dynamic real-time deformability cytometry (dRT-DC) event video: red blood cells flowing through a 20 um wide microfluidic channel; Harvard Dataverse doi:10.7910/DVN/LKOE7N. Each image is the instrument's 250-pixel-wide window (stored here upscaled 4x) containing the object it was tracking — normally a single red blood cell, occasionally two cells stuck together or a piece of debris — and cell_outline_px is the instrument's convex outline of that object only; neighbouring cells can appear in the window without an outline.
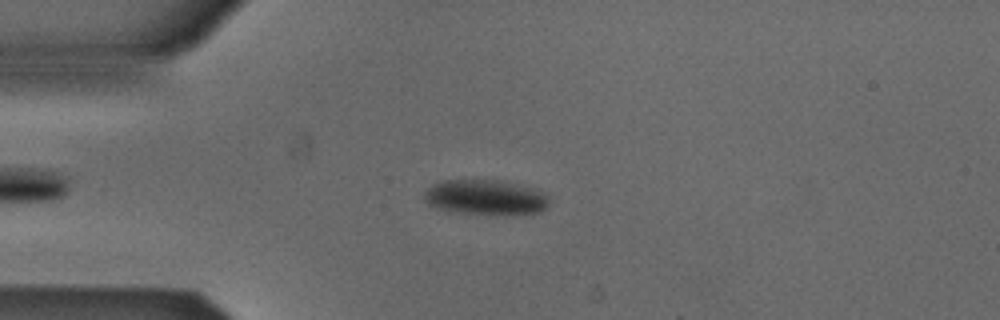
{"species": "Egyptian fruit bat (a non-hibernating species)", "species_latin": "Rousettus aegyptiacus", "temperature_condition": "cold", "stored_images_in_passage": 40, "camera_frame_rate_fps": 3000, "um_per_image_px": 0.085, "animal": {"sex": "male"}, "frame": {"image": 1, "passage_image": 4, "time_ms": 1.0, "image_size_px": [1000, 320], "cell_outline_px": [[548, 204], [540, 212], [460, 212], [440, 208], [428, 204], [424, 200], [424, 192], [432, 184], [444, 180], [496, 180], [528, 188], [540, 192], [548, 196]], "centroid_in_image_um": [41.17, 16.73], "position_along_channel_um": 43.8, "area_um2": 24.1}}
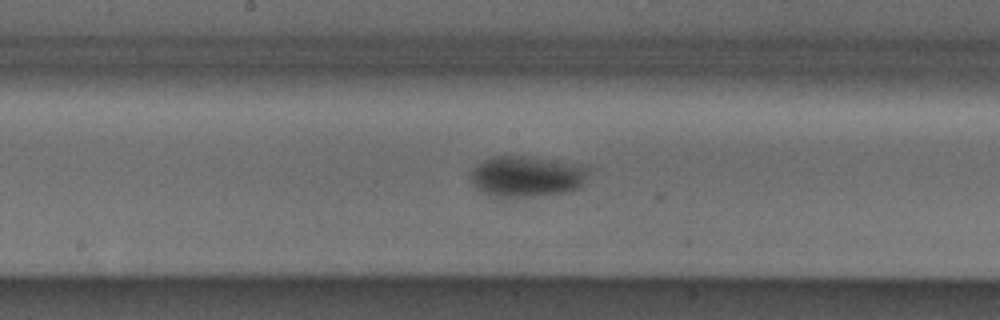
{"frame": {"image": 2, "passage_image": 18, "time_ms": 5.667, "image_size_px": [1000, 320], "cell_outline_px": [[588, 168], [584, 184], [580, 188], [568, 192], [532, 196], [492, 196], [476, 188], [472, 180], [472, 172], [484, 160], [496, 156], [520, 156]], "centroid_in_image_um": [44.75, 15.03], "position_along_channel_um": 203.4, "area_um2": 26.82}}
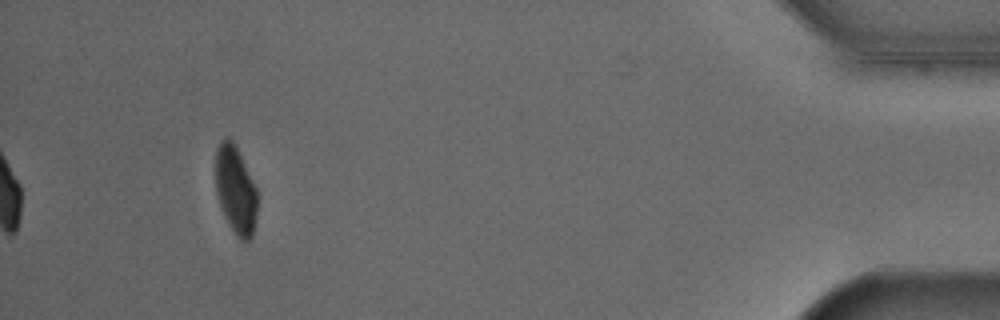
{"frame": {"image": 3, "passage_image": 40, "time_ms": 13.0, "image_size_px": [1000, 320], "cell_outline_px": [[256, 216], [252, 236], [248, 240], [240, 240], [236, 236], [228, 224], [224, 216], [216, 192], [216, 148], [220, 140], [228, 136], [232, 140], [256, 188]], "centroid_in_image_um": [20.0, 16.16], "position_along_channel_um": 415.2, "area_um2": 21.04}, "authors_computed_cell_mechanics": {"area_um2": 25.6921, "velocity_mm_per_s": 3.8646, "shape_relaxation_time_tau1_ms": 2.7366, "shape_relaxation_time_tau2_ms": null, "deformation_change_tau1": 0.0725, "deformation_change_tau2": null}}